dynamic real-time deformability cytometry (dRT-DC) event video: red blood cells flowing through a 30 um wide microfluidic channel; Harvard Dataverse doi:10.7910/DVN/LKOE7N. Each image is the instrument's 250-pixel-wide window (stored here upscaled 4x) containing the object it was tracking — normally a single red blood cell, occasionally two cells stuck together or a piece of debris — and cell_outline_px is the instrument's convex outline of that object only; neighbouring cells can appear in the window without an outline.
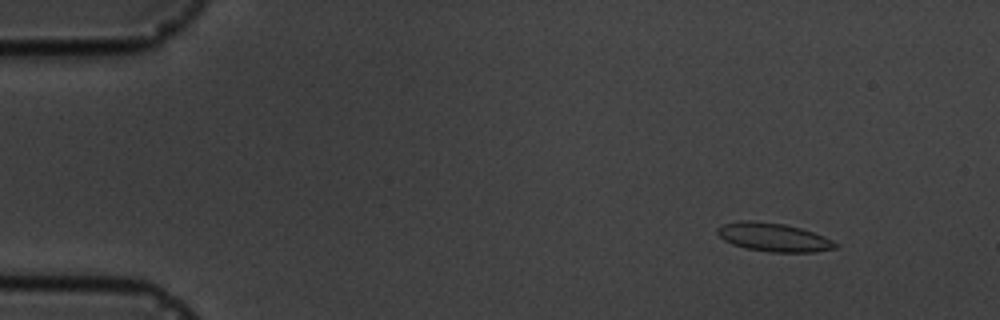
{"species": "common noctule bat (a hibernating species)", "species_latin": "Nyctalus noctula", "temperature_condition": "cold", "stored_images_in_passage": 4, "camera_frame_rate_fps": 3000, "um_per_image_px": 0.085, "animal": {"sex": "male", "body_mass_g": 19.5, "forearm_length_mm": 54.6}, "frame": {"image": 1, "passage_image": 2, "time_ms": 1.0, "image_size_px": [1000, 320], "cell_outline_px": [[840, 244], [836, 248], [812, 252], [768, 252], [744, 248], [732, 244], [724, 240], [716, 232], [716, 228], [724, 224], [740, 220], [752, 220], [784, 224], [800, 228], [824, 236]], "centroid_in_image_um": [65.74, 20.17], "position_along_channel_um": 19.3, "area_um2": 19.65}}
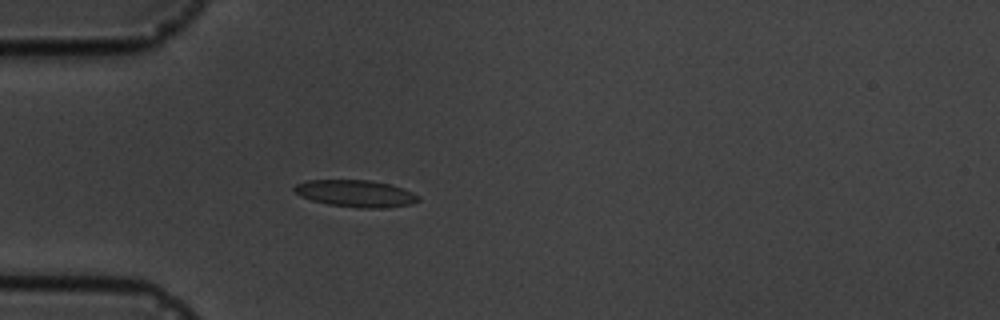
{"frame": {"image": 2, "passage_image": 4, "time_ms": 4.333, "image_size_px": [1000, 320], "cell_outline_px": [[420, 200], [408, 204], [384, 208], [356, 208], [328, 204], [312, 200], [300, 196], [292, 188], [296, 184], [308, 180], [368, 180], [388, 184], [404, 188], [420, 196]], "centroid_in_image_um": [30.23, 16.45], "position_along_channel_um": 54.8, "area_um2": 19.42}}